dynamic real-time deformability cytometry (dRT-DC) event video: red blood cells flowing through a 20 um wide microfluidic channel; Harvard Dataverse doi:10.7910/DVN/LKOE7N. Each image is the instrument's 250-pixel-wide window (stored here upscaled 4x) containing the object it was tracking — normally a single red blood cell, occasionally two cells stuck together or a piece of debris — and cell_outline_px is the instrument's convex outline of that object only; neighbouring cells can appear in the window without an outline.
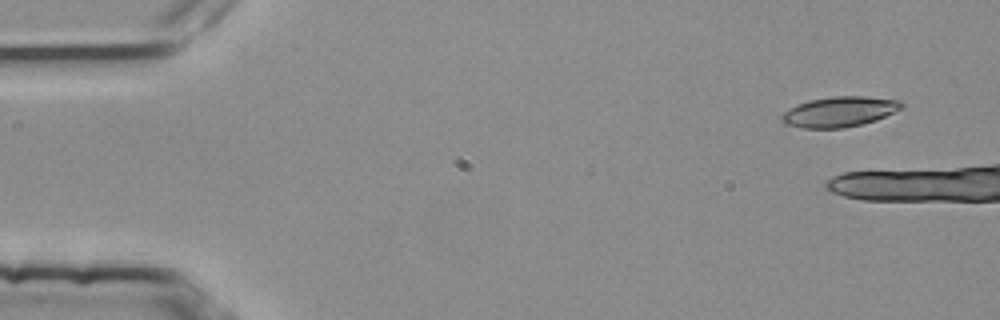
{"species": "common noctule bat (a hibernating species)", "species_latin": "Nyctalus noctula", "temperature_condition": "room temperature", "stored_images_in_passage": 3, "camera_frame_rate_fps": 3000, "um_per_image_px": 0.085, "animal": {"sex": "female", "body_mass_g": 25.1}, "frame": {"image": 1, "passage_image": 1, "time_ms": 0.0, "image_size_px": [1000, 320], "cell_outline_px": [[904, 108], [876, 120], [844, 128], [800, 128], [784, 124], [780, 120], [780, 116], [784, 112], [796, 104], [808, 100], [832, 96], [864, 96], [900, 100], [904, 104]], "centroid_in_image_um": [71.34, 9.49], "position_along_channel_um": 13.7, "area_um2": 21.39}}